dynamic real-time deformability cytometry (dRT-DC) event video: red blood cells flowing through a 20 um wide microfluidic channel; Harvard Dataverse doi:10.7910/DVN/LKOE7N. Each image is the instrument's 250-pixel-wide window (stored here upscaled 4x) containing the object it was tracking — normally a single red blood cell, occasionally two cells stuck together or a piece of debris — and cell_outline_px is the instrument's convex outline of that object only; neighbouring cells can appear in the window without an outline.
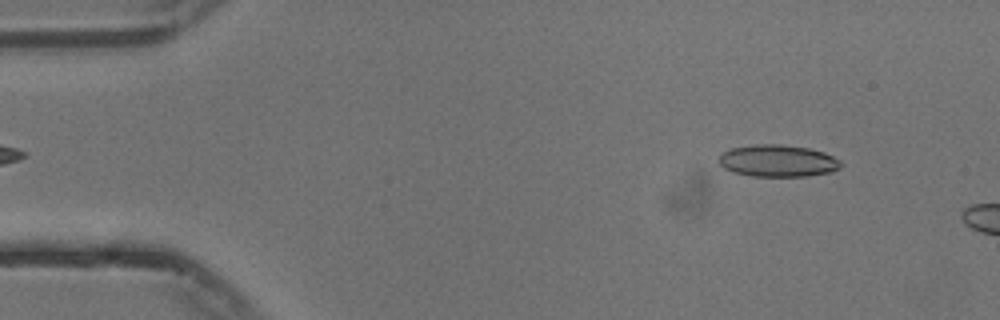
{"species": "common noctule bat (a hibernating species)", "species_latin": "Nyctalus noctula", "temperature_condition": "cold", "stored_images_in_passage": 10, "camera_frame_rate_fps": 3000, "um_per_image_px": 0.085, "animal": {"sex": "male", "body_mass_g": 13.3}, "frame": {"image": 1, "passage_image": 5, "time_ms": 1.333, "image_size_px": [1000, 320], "cell_outline_px": [[844, 164], [840, 168], [832, 172], [808, 176], [752, 176], [732, 172], [724, 168], [720, 164], [720, 152], [732, 148], [752, 144], [780, 144], [808, 148], [824, 152], [840, 160]], "centroid_in_image_um": [66.13, 13.67], "position_along_channel_um": 18.9, "area_um2": 22.95}}